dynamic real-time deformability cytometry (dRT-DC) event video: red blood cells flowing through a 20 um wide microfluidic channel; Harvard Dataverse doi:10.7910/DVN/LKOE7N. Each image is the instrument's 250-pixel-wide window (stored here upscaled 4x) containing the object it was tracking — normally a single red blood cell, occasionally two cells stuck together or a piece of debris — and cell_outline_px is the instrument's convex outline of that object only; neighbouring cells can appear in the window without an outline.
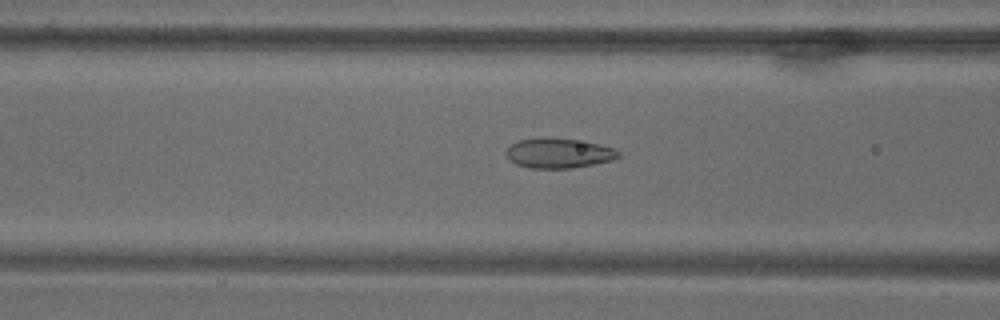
{"species": "common noctule bat (a hibernating species)", "species_latin": "Nyctalus noctula", "temperature_condition": "warm", "stored_images_in_passage": 70, "camera_frame_rate_fps": 3000, "um_per_image_px": 0.085, "animal": {"sex": "male", "body_mass_g": 18.8}, "frame": {"image": 1, "passage_image": 29, "time_ms": 9.333, "image_size_px": [1000, 320], "cell_outline_px": [[620, 156], [612, 160], [572, 168], [532, 168], [516, 164], [508, 160], [504, 152], [512, 144], [520, 140], [576, 140], [600, 144], [616, 148], [620, 152]], "centroid_in_image_um": [47.52, 13.06], "position_along_channel_um": 119.1, "area_um2": 18.9}}
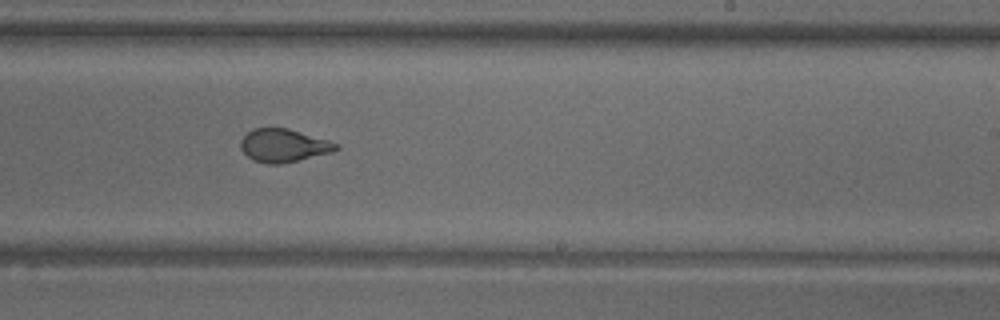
{"frame": {"image": 2, "passage_image": 44, "time_ms": 14.333, "image_size_px": [1000, 320], "cell_outline_px": [[340, 148], [332, 152], [280, 164], [268, 164], [252, 160], [240, 148], [240, 140], [252, 128], [288, 128], [328, 140], [340, 144]], "centroid_in_image_um": [24.1, 12.36], "position_along_channel_um": 264.9, "area_um2": 18.38}}
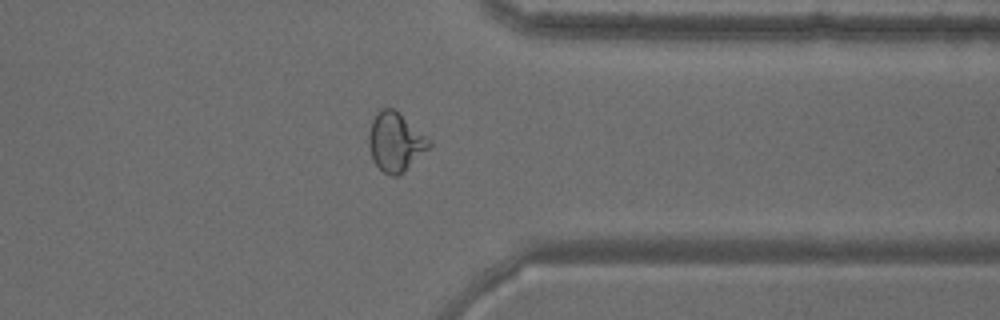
{"frame": {"image": 3, "passage_image": 56, "time_ms": 18.333, "image_size_px": [1000, 320], "cell_outline_px": [[432, 144], [404, 172], [396, 176], [392, 176], [384, 172], [372, 160], [368, 144], [368, 136], [372, 120], [376, 112], [380, 108], [392, 108], [432, 140]], "centroid_in_image_um": [33.6, 12.06], "position_along_channel_um": 377.8, "area_um2": 20.52}}